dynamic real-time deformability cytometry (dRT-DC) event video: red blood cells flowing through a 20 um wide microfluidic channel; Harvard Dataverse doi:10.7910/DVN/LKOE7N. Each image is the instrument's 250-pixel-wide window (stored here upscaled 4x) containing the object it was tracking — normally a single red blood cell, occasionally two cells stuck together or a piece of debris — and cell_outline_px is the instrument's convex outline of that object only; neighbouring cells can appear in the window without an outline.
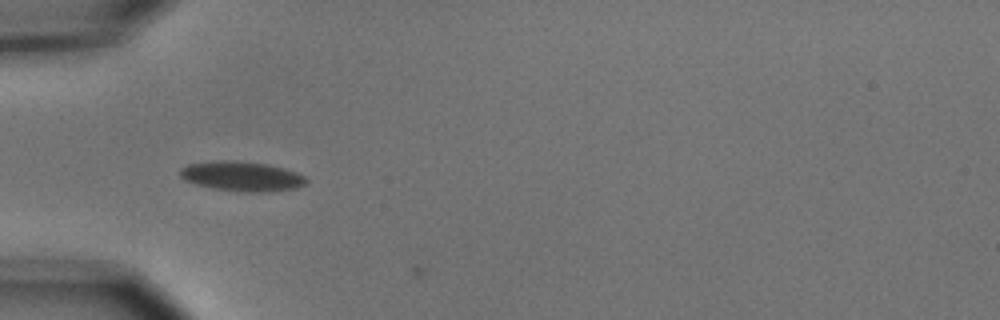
{"species": "common noctule bat (a hibernating species)", "species_latin": "Nyctalus noctula", "temperature_condition": "cold", "stored_images_in_passage": 2, "camera_frame_rate_fps": 3000, "um_per_image_px": 0.085, "animal": {"sex": "male", "body_mass_g": 15.6}, "frame": {"image": 1, "passage_image": 1, "time_ms": 0.0, "image_size_px": [1000, 320], "cell_outline_px": [[308, 180], [304, 184], [296, 188], [268, 192], [236, 192], [212, 188], [196, 184], [184, 180], [180, 176], [180, 168], [188, 164], [212, 160], [236, 160], [268, 164], [284, 168], [296, 172], [304, 176]], "centroid_in_image_um": [20.53, 14.98], "position_along_channel_um": 64.5, "area_um2": 22.2}}